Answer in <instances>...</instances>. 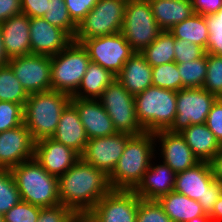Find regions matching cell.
Instances as JSON below:
<instances>
[{"label":"cell","mask_w":222,"mask_h":222,"mask_svg":"<svg viewBox=\"0 0 222 222\" xmlns=\"http://www.w3.org/2000/svg\"><path fill=\"white\" fill-rule=\"evenodd\" d=\"M72 21L78 25L97 4L98 0H64Z\"/></svg>","instance_id":"obj_43"},{"label":"cell","mask_w":222,"mask_h":222,"mask_svg":"<svg viewBox=\"0 0 222 222\" xmlns=\"http://www.w3.org/2000/svg\"><path fill=\"white\" fill-rule=\"evenodd\" d=\"M208 40L206 53L222 56V20L216 15H206Z\"/></svg>","instance_id":"obj_39"},{"label":"cell","mask_w":222,"mask_h":222,"mask_svg":"<svg viewBox=\"0 0 222 222\" xmlns=\"http://www.w3.org/2000/svg\"><path fill=\"white\" fill-rule=\"evenodd\" d=\"M21 201L44 208L60 204L58 177L50 175L32 158L13 167Z\"/></svg>","instance_id":"obj_4"},{"label":"cell","mask_w":222,"mask_h":222,"mask_svg":"<svg viewBox=\"0 0 222 222\" xmlns=\"http://www.w3.org/2000/svg\"><path fill=\"white\" fill-rule=\"evenodd\" d=\"M52 138L72 148L79 155L83 153L89 139L80 120L78 111L71 103L62 111Z\"/></svg>","instance_id":"obj_23"},{"label":"cell","mask_w":222,"mask_h":222,"mask_svg":"<svg viewBox=\"0 0 222 222\" xmlns=\"http://www.w3.org/2000/svg\"><path fill=\"white\" fill-rule=\"evenodd\" d=\"M152 74L154 86L176 92L182 89L181 76L175 61L152 67Z\"/></svg>","instance_id":"obj_35"},{"label":"cell","mask_w":222,"mask_h":222,"mask_svg":"<svg viewBox=\"0 0 222 222\" xmlns=\"http://www.w3.org/2000/svg\"><path fill=\"white\" fill-rule=\"evenodd\" d=\"M8 65L28 95L51 90V56H18Z\"/></svg>","instance_id":"obj_14"},{"label":"cell","mask_w":222,"mask_h":222,"mask_svg":"<svg viewBox=\"0 0 222 222\" xmlns=\"http://www.w3.org/2000/svg\"><path fill=\"white\" fill-rule=\"evenodd\" d=\"M217 97L204 88H184L177 92L176 116L168 129L180 133L193 124L206 123L207 116Z\"/></svg>","instance_id":"obj_12"},{"label":"cell","mask_w":222,"mask_h":222,"mask_svg":"<svg viewBox=\"0 0 222 222\" xmlns=\"http://www.w3.org/2000/svg\"><path fill=\"white\" fill-rule=\"evenodd\" d=\"M71 96L49 90L30 94L23 107L24 124L35 142L52 138L62 111L70 103Z\"/></svg>","instance_id":"obj_3"},{"label":"cell","mask_w":222,"mask_h":222,"mask_svg":"<svg viewBox=\"0 0 222 222\" xmlns=\"http://www.w3.org/2000/svg\"><path fill=\"white\" fill-rule=\"evenodd\" d=\"M48 0H21L22 13L29 18L43 17L47 12Z\"/></svg>","instance_id":"obj_45"},{"label":"cell","mask_w":222,"mask_h":222,"mask_svg":"<svg viewBox=\"0 0 222 222\" xmlns=\"http://www.w3.org/2000/svg\"><path fill=\"white\" fill-rule=\"evenodd\" d=\"M173 191L199 202L205 214L222 195V184L214 179L210 162L201 161L196 166L176 173Z\"/></svg>","instance_id":"obj_7"},{"label":"cell","mask_w":222,"mask_h":222,"mask_svg":"<svg viewBox=\"0 0 222 222\" xmlns=\"http://www.w3.org/2000/svg\"><path fill=\"white\" fill-rule=\"evenodd\" d=\"M90 62L87 50L74 41L57 55L51 56V90L72 96Z\"/></svg>","instance_id":"obj_6"},{"label":"cell","mask_w":222,"mask_h":222,"mask_svg":"<svg viewBox=\"0 0 222 222\" xmlns=\"http://www.w3.org/2000/svg\"><path fill=\"white\" fill-rule=\"evenodd\" d=\"M193 10L203 16L215 14L222 6V0H191Z\"/></svg>","instance_id":"obj_46"},{"label":"cell","mask_w":222,"mask_h":222,"mask_svg":"<svg viewBox=\"0 0 222 222\" xmlns=\"http://www.w3.org/2000/svg\"><path fill=\"white\" fill-rule=\"evenodd\" d=\"M28 94L15 77L11 67L0 68V101L13 102L24 107Z\"/></svg>","instance_id":"obj_31"},{"label":"cell","mask_w":222,"mask_h":222,"mask_svg":"<svg viewBox=\"0 0 222 222\" xmlns=\"http://www.w3.org/2000/svg\"><path fill=\"white\" fill-rule=\"evenodd\" d=\"M72 222H91L87 216H77Z\"/></svg>","instance_id":"obj_52"},{"label":"cell","mask_w":222,"mask_h":222,"mask_svg":"<svg viewBox=\"0 0 222 222\" xmlns=\"http://www.w3.org/2000/svg\"><path fill=\"white\" fill-rule=\"evenodd\" d=\"M24 123L23 106L13 102L0 101V133Z\"/></svg>","instance_id":"obj_37"},{"label":"cell","mask_w":222,"mask_h":222,"mask_svg":"<svg viewBox=\"0 0 222 222\" xmlns=\"http://www.w3.org/2000/svg\"><path fill=\"white\" fill-rule=\"evenodd\" d=\"M175 37L170 31H162L158 37L140 52L151 67L174 62Z\"/></svg>","instance_id":"obj_30"},{"label":"cell","mask_w":222,"mask_h":222,"mask_svg":"<svg viewBox=\"0 0 222 222\" xmlns=\"http://www.w3.org/2000/svg\"><path fill=\"white\" fill-rule=\"evenodd\" d=\"M189 222H213V220L209 217L208 214H205L203 216L195 217Z\"/></svg>","instance_id":"obj_51"},{"label":"cell","mask_w":222,"mask_h":222,"mask_svg":"<svg viewBox=\"0 0 222 222\" xmlns=\"http://www.w3.org/2000/svg\"><path fill=\"white\" fill-rule=\"evenodd\" d=\"M136 222H173L157 200H140Z\"/></svg>","instance_id":"obj_38"},{"label":"cell","mask_w":222,"mask_h":222,"mask_svg":"<svg viewBox=\"0 0 222 222\" xmlns=\"http://www.w3.org/2000/svg\"><path fill=\"white\" fill-rule=\"evenodd\" d=\"M158 163L152 160L141 182L133 190L142 200H158L174 189L176 173L165 163Z\"/></svg>","instance_id":"obj_21"},{"label":"cell","mask_w":222,"mask_h":222,"mask_svg":"<svg viewBox=\"0 0 222 222\" xmlns=\"http://www.w3.org/2000/svg\"><path fill=\"white\" fill-rule=\"evenodd\" d=\"M35 141L25 126L0 133V168L12 169L20 163L34 158Z\"/></svg>","instance_id":"obj_16"},{"label":"cell","mask_w":222,"mask_h":222,"mask_svg":"<svg viewBox=\"0 0 222 222\" xmlns=\"http://www.w3.org/2000/svg\"><path fill=\"white\" fill-rule=\"evenodd\" d=\"M43 18L74 39L77 25L72 21L64 0H48L47 12Z\"/></svg>","instance_id":"obj_33"},{"label":"cell","mask_w":222,"mask_h":222,"mask_svg":"<svg viewBox=\"0 0 222 222\" xmlns=\"http://www.w3.org/2000/svg\"><path fill=\"white\" fill-rule=\"evenodd\" d=\"M214 179L222 184V147L210 161Z\"/></svg>","instance_id":"obj_48"},{"label":"cell","mask_w":222,"mask_h":222,"mask_svg":"<svg viewBox=\"0 0 222 222\" xmlns=\"http://www.w3.org/2000/svg\"><path fill=\"white\" fill-rule=\"evenodd\" d=\"M41 207L20 201L4 214L5 222H36Z\"/></svg>","instance_id":"obj_40"},{"label":"cell","mask_w":222,"mask_h":222,"mask_svg":"<svg viewBox=\"0 0 222 222\" xmlns=\"http://www.w3.org/2000/svg\"><path fill=\"white\" fill-rule=\"evenodd\" d=\"M161 32L148 0L127 1L121 34L134 52H142Z\"/></svg>","instance_id":"obj_8"},{"label":"cell","mask_w":222,"mask_h":222,"mask_svg":"<svg viewBox=\"0 0 222 222\" xmlns=\"http://www.w3.org/2000/svg\"><path fill=\"white\" fill-rule=\"evenodd\" d=\"M209 217L213 220V222H222V195L214 204Z\"/></svg>","instance_id":"obj_49"},{"label":"cell","mask_w":222,"mask_h":222,"mask_svg":"<svg viewBox=\"0 0 222 222\" xmlns=\"http://www.w3.org/2000/svg\"><path fill=\"white\" fill-rule=\"evenodd\" d=\"M70 103L78 111L88 139L106 137L117 132L99 100L71 98Z\"/></svg>","instance_id":"obj_20"},{"label":"cell","mask_w":222,"mask_h":222,"mask_svg":"<svg viewBox=\"0 0 222 222\" xmlns=\"http://www.w3.org/2000/svg\"><path fill=\"white\" fill-rule=\"evenodd\" d=\"M206 57L207 75L202 88L222 98V56L206 53Z\"/></svg>","instance_id":"obj_36"},{"label":"cell","mask_w":222,"mask_h":222,"mask_svg":"<svg viewBox=\"0 0 222 222\" xmlns=\"http://www.w3.org/2000/svg\"><path fill=\"white\" fill-rule=\"evenodd\" d=\"M3 42L8 57L31 54L30 25L26 14H17L0 24Z\"/></svg>","instance_id":"obj_22"},{"label":"cell","mask_w":222,"mask_h":222,"mask_svg":"<svg viewBox=\"0 0 222 222\" xmlns=\"http://www.w3.org/2000/svg\"><path fill=\"white\" fill-rule=\"evenodd\" d=\"M157 201L173 222H189L195 217L205 215L198 201L176 191L161 196Z\"/></svg>","instance_id":"obj_27"},{"label":"cell","mask_w":222,"mask_h":222,"mask_svg":"<svg viewBox=\"0 0 222 222\" xmlns=\"http://www.w3.org/2000/svg\"><path fill=\"white\" fill-rule=\"evenodd\" d=\"M87 50L90 61L117 76L123 65L135 53L121 32L79 42Z\"/></svg>","instance_id":"obj_11"},{"label":"cell","mask_w":222,"mask_h":222,"mask_svg":"<svg viewBox=\"0 0 222 222\" xmlns=\"http://www.w3.org/2000/svg\"><path fill=\"white\" fill-rule=\"evenodd\" d=\"M153 16L162 31L190 18L195 12L191 0H148Z\"/></svg>","instance_id":"obj_25"},{"label":"cell","mask_w":222,"mask_h":222,"mask_svg":"<svg viewBox=\"0 0 222 222\" xmlns=\"http://www.w3.org/2000/svg\"><path fill=\"white\" fill-rule=\"evenodd\" d=\"M140 200L133 190L111 189L86 216L91 222H136Z\"/></svg>","instance_id":"obj_13"},{"label":"cell","mask_w":222,"mask_h":222,"mask_svg":"<svg viewBox=\"0 0 222 222\" xmlns=\"http://www.w3.org/2000/svg\"><path fill=\"white\" fill-rule=\"evenodd\" d=\"M34 158L50 175L59 178L80 159V155L53 138H45L35 142Z\"/></svg>","instance_id":"obj_19"},{"label":"cell","mask_w":222,"mask_h":222,"mask_svg":"<svg viewBox=\"0 0 222 222\" xmlns=\"http://www.w3.org/2000/svg\"><path fill=\"white\" fill-rule=\"evenodd\" d=\"M60 204L86 216L110 190L108 176L81 158L58 178Z\"/></svg>","instance_id":"obj_1"},{"label":"cell","mask_w":222,"mask_h":222,"mask_svg":"<svg viewBox=\"0 0 222 222\" xmlns=\"http://www.w3.org/2000/svg\"><path fill=\"white\" fill-rule=\"evenodd\" d=\"M177 92L151 85L134 96L136 118L149 133L168 130L176 116Z\"/></svg>","instance_id":"obj_5"},{"label":"cell","mask_w":222,"mask_h":222,"mask_svg":"<svg viewBox=\"0 0 222 222\" xmlns=\"http://www.w3.org/2000/svg\"><path fill=\"white\" fill-rule=\"evenodd\" d=\"M77 216L72 209L58 204L41 208L36 222H72Z\"/></svg>","instance_id":"obj_42"},{"label":"cell","mask_w":222,"mask_h":222,"mask_svg":"<svg viewBox=\"0 0 222 222\" xmlns=\"http://www.w3.org/2000/svg\"><path fill=\"white\" fill-rule=\"evenodd\" d=\"M169 31L175 38L198 44L205 50L207 48L208 27L205 16L201 14L194 13L190 18L174 25Z\"/></svg>","instance_id":"obj_29"},{"label":"cell","mask_w":222,"mask_h":222,"mask_svg":"<svg viewBox=\"0 0 222 222\" xmlns=\"http://www.w3.org/2000/svg\"><path fill=\"white\" fill-rule=\"evenodd\" d=\"M9 61H10V58L8 57L5 50L3 36L1 32V27H0V68L8 65Z\"/></svg>","instance_id":"obj_50"},{"label":"cell","mask_w":222,"mask_h":222,"mask_svg":"<svg viewBox=\"0 0 222 222\" xmlns=\"http://www.w3.org/2000/svg\"><path fill=\"white\" fill-rule=\"evenodd\" d=\"M154 133L144 131L132 135L125 145L124 151L115 168L108 176L111 189L134 190L141 182L143 175L156 161V148Z\"/></svg>","instance_id":"obj_2"},{"label":"cell","mask_w":222,"mask_h":222,"mask_svg":"<svg viewBox=\"0 0 222 222\" xmlns=\"http://www.w3.org/2000/svg\"><path fill=\"white\" fill-rule=\"evenodd\" d=\"M116 79L109 70L90 62L77 91L71 98L98 100L107 86Z\"/></svg>","instance_id":"obj_28"},{"label":"cell","mask_w":222,"mask_h":222,"mask_svg":"<svg viewBox=\"0 0 222 222\" xmlns=\"http://www.w3.org/2000/svg\"><path fill=\"white\" fill-rule=\"evenodd\" d=\"M180 134L200 161L210 162L222 147L205 123L190 125Z\"/></svg>","instance_id":"obj_26"},{"label":"cell","mask_w":222,"mask_h":222,"mask_svg":"<svg viewBox=\"0 0 222 222\" xmlns=\"http://www.w3.org/2000/svg\"><path fill=\"white\" fill-rule=\"evenodd\" d=\"M215 14L222 20V6Z\"/></svg>","instance_id":"obj_53"},{"label":"cell","mask_w":222,"mask_h":222,"mask_svg":"<svg viewBox=\"0 0 222 222\" xmlns=\"http://www.w3.org/2000/svg\"><path fill=\"white\" fill-rule=\"evenodd\" d=\"M131 136L127 133L116 132L106 137L89 139L80 158L109 176Z\"/></svg>","instance_id":"obj_15"},{"label":"cell","mask_w":222,"mask_h":222,"mask_svg":"<svg viewBox=\"0 0 222 222\" xmlns=\"http://www.w3.org/2000/svg\"><path fill=\"white\" fill-rule=\"evenodd\" d=\"M21 13V0H0V24L10 17Z\"/></svg>","instance_id":"obj_47"},{"label":"cell","mask_w":222,"mask_h":222,"mask_svg":"<svg viewBox=\"0 0 222 222\" xmlns=\"http://www.w3.org/2000/svg\"><path fill=\"white\" fill-rule=\"evenodd\" d=\"M128 0H98L93 9L77 25L73 39L79 43L95 37L121 32Z\"/></svg>","instance_id":"obj_9"},{"label":"cell","mask_w":222,"mask_h":222,"mask_svg":"<svg viewBox=\"0 0 222 222\" xmlns=\"http://www.w3.org/2000/svg\"><path fill=\"white\" fill-rule=\"evenodd\" d=\"M20 201V192L11 169L0 168V214L4 215Z\"/></svg>","instance_id":"obj_34"},{"label":"cell","mask_w":222,"mask_h":222,"mask_svg":"<svg viewBox=\"0 0 222 222\" xmlns=\"http://www.w3.org/2000/svg\"><path fill=\"white\" fill-rule=\"evenodd\" d=\"M205 124L222 145V98H217L213 103Z\"/></svg>","instance_id":"obj_44"},{"label":"cell","mask_w":222,"mask_h":222,"mask_svg":"<svg viewBox=\"0 0 222 222\" xmlns=\"http://www.w3.org/2000/svg\"><path fill=\"white\" fill-rule=\"evenodd\" d=\"M111 118L117 132L138 135L144 132L137 121L134 95L114 79L98 99Z\"/></svg>","instance_id":"obj_10"},{"label":"cell","mask_w":222,"mask_h":222,"mask_svg":"<svg viewBox=\"0 0 222 222\" xmlns=\"http://www.w3.org/2000/svg\"><path fill=\"white\" fill-rule=\"evenodd\" d=\"M152 67L141 53L135 52L123 65L116 79L132 95L145 91L152 84Z\"/></svg>","instance_id":"obj_24"},{"label":"cell","mask_w":222,"mask_h":222,"mask_svg":"<svg viewBox=\"0 0 222 222\" xmlns=\"http://www.w3.org/2000/svg\"><path fill=\"white\" fill-rule=\"evenodd\" d=\"M154 137L156 144L159 142V148H156L160 153H156L160 155L161 161L168 165L175 173L185 171L201 162L180 133L161 130L155 132Z\"/></svg>","instance_id":"obj_17"},{"label":"cell","mask_w":222,"mask_h":222,"mask_svg":"<svg viewBox=\"0 0 222 222\" xmlns=\"http://www.w3.org/2000/svg\"><path fill=\"white\" fill-rule=\"evenodd\" d=\"M0 222H5L4 215L0 214Z\"/></svg>","instance_id":"obj_54"},{"label":"cell","mask_w":222,"mask_h":222,"mask_svg":"<svg viewBox=\"0 0 222 222\" xmlns=\"http://www.w3.org/2000/svg\"><path fill=\"white\" fill-rule=\"evenodd\" d=\"M31 54L53 56L66 48L73 39L43 17L29 18Z\"/></svg>","instance_id":"obj_18"},{"label":"cell","mask_w":222,"mask_h":222,"mask_svg":"<svg viewBox=\"0 0 222 222\" xmlns=\"http://www.w3.org/2000/svg\"><path fill=\"white\" fill-rule=\"evenodd\" d=\"M182 89L184 88H202L207 75V57L206 53L196 60L177 64Z\"/></svg>","instance_id":"obj_32"},{"label":"cell","mask_w":222,"mask_h":222,"mask_svg":"<svg viewBox=\"0 0 222 222\" xmlns=\"http://www.w3.org/2000/svg\"><path fill=\"white\" fill-rule=\"evenodd\" d=\"M174 49V61L177 64L196 60L206 53V50L198 44L180 38H175Z\"/></svg>","instance_id":"obj_41"}]
</instances>
